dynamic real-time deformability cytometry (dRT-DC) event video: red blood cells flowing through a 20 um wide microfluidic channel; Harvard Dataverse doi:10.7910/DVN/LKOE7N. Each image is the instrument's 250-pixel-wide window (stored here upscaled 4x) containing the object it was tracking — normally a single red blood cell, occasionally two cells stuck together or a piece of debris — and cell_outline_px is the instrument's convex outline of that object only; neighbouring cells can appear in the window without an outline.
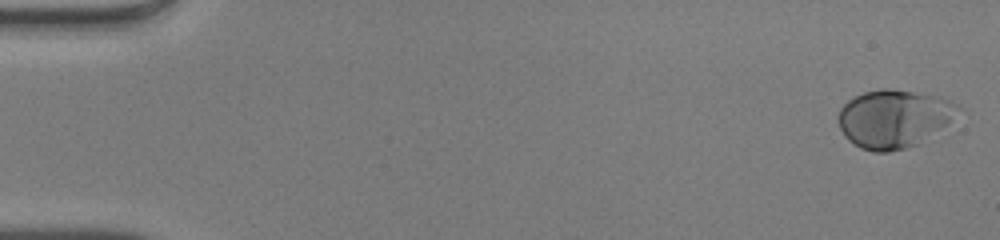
{"species": "human", "species_latin": "Homo sapiens", "temperature_condition": "warm", "stored_images_in_passage": 51, "camera_frame_rate_fps": 3000, "um_per_image_px": 0.085, "donor": {"sex": "male"}, "frame": {"image": 1, "passage_image": 1, "time_ms": 0.0, "image_size_px": [1000, 240], "cell_outline_px": [[964, 108], [944, 124], [916, 144], [904, 148], [888, 152], [872, 152], [860, 148], [852, 144], [844, 136], [840, 128], [836, 116], [840, 108], [848, 100], [864, 92], [880, 88], [888, 88], [940, 96]], "centroid_in_image_um": [75.9, 10.07], "position_along_channel_um": 9.1, "area_um2": 40.23}}
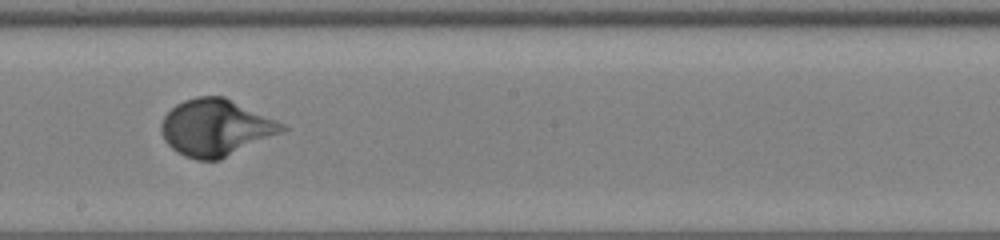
{"frame": {"image": 2, "passage_image": 29, "time_ms": 9.333, "image_size_px": [1000, 240], "cell_outline_px": [[288, 128], [284, 132], [220, 160], [196, 160], [184, 156], [176, 152], [164, 140], [160, 132], [160, 124], [164, 116], [176, 104], [184, 100], [196, 96], [224, 96], [276, 120], [284, 124]], "centroid_in_image_um": [18.33, 10.86], "position_along_channel_um": 229.9, "area_um2": 40.11}}
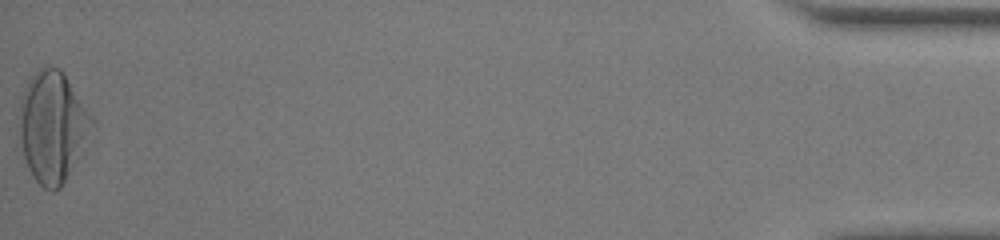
{"frame": {"image": 3, "passage_image": 51, "time_ms": 16.667, "image_size_px": [1000, 240], "cell_outline_px": [[96, 124], [60, 188], [52, 192], [44, 188], [32, 176], [16, 144], [16, 116], [28, 80], [44, 64], [52, 64], [60, 68], [96, 120]], "centroid_in_image_um": [4.4, 10.75], "position_along_channel_um": 430.8, "area_um2": 48.03}, "authors_computed_cell_mechanics": {"area_um2": 38.0902, "velocity_mm_per_s": 4.0519, "shape_relaxation_time_tau1_ms": 3.0143, "shape_relaxation_time_tau2_ms": null, "deformation_change_tau1": 0.2056, "deformation_change_tau2": null}}